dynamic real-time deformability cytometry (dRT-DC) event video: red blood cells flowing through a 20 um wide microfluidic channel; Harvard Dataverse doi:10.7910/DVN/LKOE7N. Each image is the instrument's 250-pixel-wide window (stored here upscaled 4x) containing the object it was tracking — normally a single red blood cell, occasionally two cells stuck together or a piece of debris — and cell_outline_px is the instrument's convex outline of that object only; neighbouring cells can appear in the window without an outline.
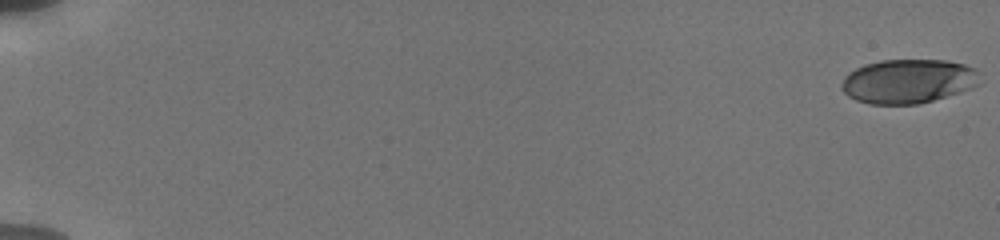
{"species": "human", "species_latin": "Homo sapiens", "temperature_condition": "cold", "stored_images_in_passage": 9, "camera_frame_rate_fps": 3000, "um_per_image_px": 0.085, "donor": {"sex": "male"}, "frame": {"image": 1, "passage_image": 1, "time_ms": 0.0, "image_size_px": [1000, 240], "cell_outline_px": [[976, 84], [960, 92], [920, 104], [868, 104], [856, 100], [848, 96], [840, 88], [840, 84], [844, 76], [848, 72], [864, 64], [880, 60], [948, 60], [964, 64], [976, 68]], "centroid_in_image_um": [77.11, 6.9], "position_along_channel_um": 7.9, "area_um2": 35.55}}